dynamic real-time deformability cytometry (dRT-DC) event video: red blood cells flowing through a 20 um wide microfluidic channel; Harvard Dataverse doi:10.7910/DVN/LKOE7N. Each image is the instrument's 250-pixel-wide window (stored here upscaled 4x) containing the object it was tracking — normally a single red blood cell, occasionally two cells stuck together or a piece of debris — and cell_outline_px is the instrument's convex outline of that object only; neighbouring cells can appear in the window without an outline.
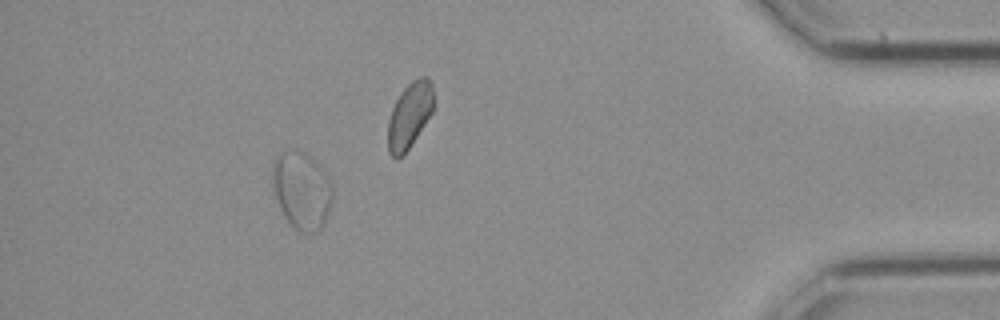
{"species": "common noctule bat (a hibernating species)", "species_latin": "Nyctalus noctula", "temperature_condition": "cold", "stored_images_in_passage": 25, "camera_frame_rate_fps": 3000, "um_per_image_px": 0.085, "animal": {"sex": "female", "body_mass_g": 21.9}, "frame": {"image": 1, "passage_image": 22, "time_ms": 7.0, "image_size_px": [1000, 320], "cell_outline_px": [[332, 204], [324, 224], [316, 232], [300, 232], [292, 228], [284, 216], [280, 208], [272, 188], [272, 164], [276, 156], [280, 152], [288, 148], [304, 152], [320, 164], [324, 168], [332, 184]], "centroid_in_image_um": [25.64, 16.16], "position_along_channel_um": 409.6, "area_um2": 27.74}}